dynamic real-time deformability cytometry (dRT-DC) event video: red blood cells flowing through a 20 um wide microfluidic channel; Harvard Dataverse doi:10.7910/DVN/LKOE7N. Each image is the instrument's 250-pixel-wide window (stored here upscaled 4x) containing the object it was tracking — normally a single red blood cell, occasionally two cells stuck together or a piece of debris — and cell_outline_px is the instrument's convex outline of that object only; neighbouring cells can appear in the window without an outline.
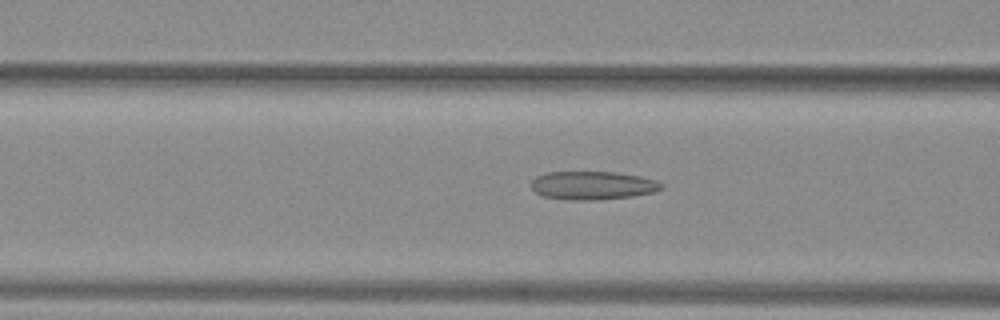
{"species": "common noctule bat (a hibernating species)", "species_latin": "Nyctalus noctula", "temperature_condition": "warm", "stored_images_in_passage": 52, "camera_frame_rate_fps": 3000, "um_per_image_px": 0.085, "animal": {"sex": "female", "body_mass_g": 29.2, "forearm_length_mm": 56.3}, "frame": {"image": 1, "passage_image": 22, "time_ms": 7.0, "image_size_px": [1000, 320], "cell_outline_px": [[664, 188], [656, 192], [632, 196], [596, 200], [568, 200], [544, 196], [536, 192], [528, 184], [536, 176], [548, 172], [616, 172], [640, 176], [656, 180], [664, 184]], "centroid_in_image_um": [50.39, 15.76], "position_along_channel_um": 116.2, "area_um2": 21.73}}
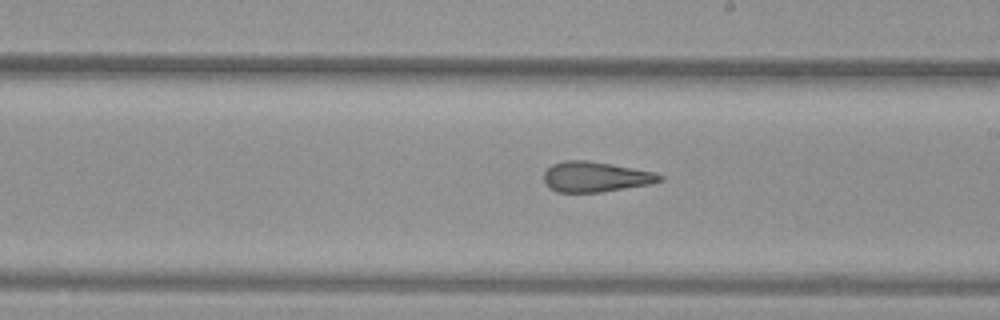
{"frame": {"image": 2, "passage_image": 31, "time_ms": 10.0, "image_size_px": [1000, 320], "cell_outline_px": [[664, 180], [652, 184], [600, 192], [556, 192], [548, 188], [544, 184], [544, 172], [552, 164], [564, 160], [588, 160], [612, 164], [656, 172], [664, 176]], "centroid_in_image_um": [50.63, 15.03], "position_along_channel_um": 238.4, "area_um2": 20.75}}
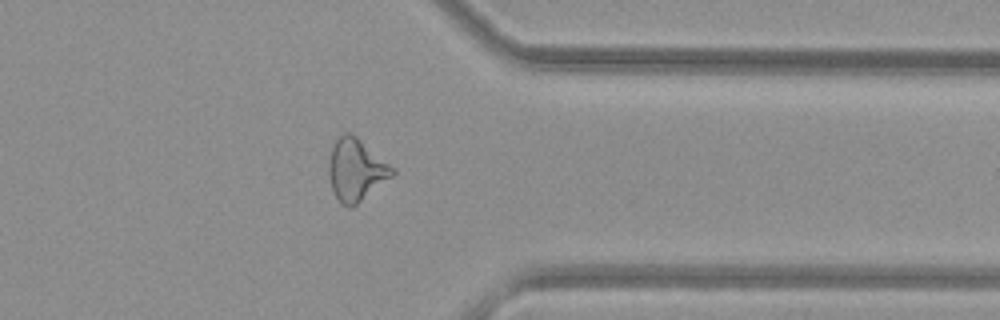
{"frame": {"image": 3, "passage_image": 42, "time_ms": 13.667, "image_size_px": [1000, 320], "cell_outline_px": [[396, 172], [392, 176], [352, 208], [348, 208], [340, 204], [332, 188], [328, 172], [328, 164], [332, 148], [336, 140], [344, 132], [352, 132], [396, 168]], "centroid_in_image_um": [30.27, 14.43], "position_along_channel_um": 381.1, "area_um2": 23.12}, "authors_computed_cell_mechanics": {"area_um2": 23.409, "velocity_mm_per_s": 4.0726, "shape_relaxation_time_tau1_ms": null, "shape_relaxation_time_tau2_ms": 2.1174, "deformation_change_tau1": null, "deformation_change_tau2": 0.1264}}